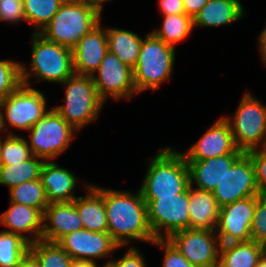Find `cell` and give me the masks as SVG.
<instances>
[{
  "instance_id": "obj_1",
  "label": "cell",
  "mask_w": 266,
  "mask_h": 267,
  "mask_svg": "<svg viewBox=\"0 0 266 267\" xmlns=\"http://www.w3.org/2000/svg\"><path fill=\"white\" fill-rule=\"evenodd\" d=\"M92 186L103 196L108 233L121 247L129 240L153 243L155 237L148 222L147 204L139 189L131 193Z\"/></svg>"
},
{
  "instance_id": "obj_2",
  "label": "cell",
  "mask_w": 266,
  "mask_h": 267,
  "mask_svg": "<svg viewBox=\"0 0 266 267\" xmlns=\"http://www.w3.org/2000/svg\"><path fill=\"white\" fill-rule=\"evenodd\" d=\"M139 188L142 198L175 196L190 186V173L183 153L164 147L148 162Z\"/></svg>"
},
{
  "instance_id": "obj_3",
  "label": "cell",
  "mask_w": 266,
  "mask_h": 267,
  "mask_svg": "<svg viewBox=\"0 0 266 267\" xmlns=\"http://www.w3.org/2000/svg\"><path fill=\"white\" fill-rule=\"evenodd\" d=\"M101 13L88 0H65L40 34L49 41L73 49L101 22Z\"/></svg>"
},
{
  "instance_id": "obj_4",
  "label": "cell",
  "mask_w": 266,
  "mask_h": 267,
  "mask_svg": "<svg viewBox=\"0 0 266 267\" xmlns=\"http://www.w3.org/2000/svg\"><path fill=\"white\" fill-rule=\"evenodd\" d=\"M32 36L30 69L21 63L23 84L31 86V77L61 84L74 74L72 49L49 41L40 33Z\"/></svg>"
},
{
  "instance_id": "obj_5",
  "label": "cell",
  "mask_w": 266,
  "mask_h": 267,
  "mask_svg": "<svg viewBox=\"0 0 266 267\" xmlns=\"http://www.w3.org/2000/svg\"><path fill=\"white\" fill-rule=\"evenodd\" d=\"M175 48L167 45L152 32L141 43L138 62L133 69L137 93L156 90L170 80L175 64Z\"/></svg>"
},
{
  "instance_id": "obj_6",
  "label": "cell",
  "mask_w": 266,
  "mask_h": 267,
  "mask_svg": "<svg viewBox=\"0 0 266 267\" xmlns=\"http://www.w3.org/2000/svg\"><path fill=\"white\" fill-rule=\"evenodd\" d=\"M65 104L54 109L77 131L95 121L105 104L98 96L92 76L73 74L61 83Z\"/></svg>"
},
{
  "instance_id": "obj_7",
  "label": "cell",
  "mask_w": 266,
  "mask_h": 267,
  "mask_svg": "<svg viewBox=\"0 0 266 267\" xmlns=\"http://www.w3.org/2000/svg\"><path fill=\"white\" fill-rule=\"evenodd\" d=\"M229 123L235 144L244 153L266 147V106L250 92H245ZM259 146V147H258Z\"/></svg>"
},
{
  "instance_id": "obj_8",
  "label": "cell",
  "mask_w": 266,
  "mask_h": 267,
  "mask_svg": "<svg viewBox=\"0 0 266 267\" xmlns=\"http://www.w3.org/2000/svg\"><path fill=\"white\" fill-rule=\"evenodd\" d=\"M76 131L53 108L27 131V143L34 156L53 161L69 148Z\"/></svg>"
},
{
  "instance_id": "obj_9",
  "label": "cell",
  "mask_w": 266,
  "mask_h": 267,
  "mask_svg": "<svg viewBox=\"0 0 266 267\" xmlns=\"http://www.w3.org/2000/svg\"><path fill=\"white\" fill-rule=\"evenodd\" d=\"M46 102L44 93L22 83L0 103L2 131L10 126L28 131L50 111Z\"/></svg>"
},
{
  "instance_id": "obj_10",
  "label": "cell",
  "mask_w": 266,
  "mask_h": 267,
  "mask_svg": "<svg viewBox=\"0 0 266 267\" xmlns=\"http://www.w3.org/2000/svg\"><path fill=\"white\" fill-rule=\"evenodd\" d=\"M143 199L155 239H168L177 231L189 229V187L175 196Z\"/></svg>"
},
{
  "instance_id": "obj_11",
  "label": "cell",
  "mask_w": 266,
  "mask_h": 267,
  "mask_svg": "<svg viewBox=\"0 0 266 267\" xmlns=\"http://www.w3.org/2000/svg\"><path fill=\"white\" fill-rule=\"evenodd\" d=\"M96 73L92 76L93 82L104 103L108 97L131 100L132 96L138 94L133 69L110 51L106 53Z\"/></svg>"
},
{
  "instance_id": "obj_12",
  "label": "cell",
  "mask_w": 266,
  "mask_h": 267,
  "mask_svg": "<svg viewBox=\"0 0 266 267\" xmlns=\"http://www.w3.org/2000/svg\"><path fill=\"white\" fill-rule=\"evenodd\" d=\"M212 193L220 207L261 193L256 182L254 165L247 153H243L232 164Z\"/></svg>"
},
{
  "instance_id": "obj_13",
  "label": "cell",
  "mask_w": 266,
  "mask_h": 267,
  "mask_svg": "<svg viewBox=\"0 0 266 267\" xmlns=\"http://www.w3.org/2000/svg\"><path fill=\"white\" fill-rule=\"evenodd\" d=\"M168 240L195 266L219 263L221 243L215 231L186 229L173 233Z\"/></svg>"
},
{
  "instance_id": "obj_14",
  "label": "cell",
  "mask_w": 266,
  "mask_h": 267,
  "mask_svg": "<svg viewBox=\"0 0 266 267\" xmlns=\"http://www.w3.org/2000/svg\"><path fill=\"white\" fill-rule=\"evenodd\" d=\"M256 196H249L221 207L215 230L221 244L251 241Z\"/></svg>"
},
{
  "instance_id": "obj_15",
  "label": "cell",
  "mask_w": 266,
  "mask_h": 267,
  "mask_svg": "<svg viewBox=\"0 0 266 267\" xmlns=\"http://www.w3.org/2000/svg\"><path fill=\"white\" fill-rule=\"evenodd\" d=\"M57 244L72 259L94 262L121 248L108 232H94L84 228L63 236Z\"/></svg>"
},
{
  "instance_id": "obj_16",
  "label": "cell",
  "mask_w": 266,
  "mask_h": 267,
  "mask_svg": "<svg viewBox=\"0 0 266 267\" xmlns=\"http://www.w3.org/2000/svg\"><path fill=\"white\" fill-rule=\"evenodd\" d=\"M186 160H205L228 154H243L235 144L229 123L222 116L204 135L182 152Z\"/></svg>"
},
{
  "instance_id": "obj_17",
  "label": "cell",
  "mask_w": 266,
  "mask_h": 267,
  "mask_svg": "<svg viewBox=\"0 0 266 267\" xmlns=\"http://www.w3.org/2000/svg\"><path fill=\"white\" fill-rule=\"evenodd\" d=\"M72 51L74 74L93 76L108 52L106 27L100 22L80 39Z\"/></svg>"
},
{
  "instance_id": "obj_18",
  "label": "cell",
  "mask_w": 266,
  "mask_h": 267,
  "mask_svg": "<svg viewBox=\"0 0 266 267\" xmlns=\"http://www.w3.org/2000/svg\"><path fill=\"white\" fill-rule=\"evenodd\" d=\"M43 222L42 240L48 242L57 243L63 236L83 229L75 200L50 203L44 211Z\"/></svg>"
},
{
  "instance_id": "obj_19",
  "label": "cell",
  "mask_w": 266,
  "mask_h": 267,
  "mask_svg": "<svg viewBox=\"0 0 266 267\" xmlns=\"http://www.w3.org/2000/svg\"><path fill=\"white\" fill-rule=\"evenodd\" d=\"M43 217L39 209L10 202L9 209L0 215V225L8 228L4 231L19 234L31 244L42 240ZM23 233H29V236Z\"/></svg>"
},
{
  "instance_id": "obj_20",
  "label": "cell",
  "mask_w": 266,
  "mask_h": 267,
  "mask_svg": "<svg viewBox=\"0 0 266 267\" xmlns=\"http://www.w3.org/2000/svg\"><path fill=\"white\" fill-rule=\"evenodd\" d=\"M242 154H228L205 160H186L190 173V185L212 192L222 181L226 171Z\"/></svg>"
},
{
  "instance_id": "obj_21",
  "label": "cell",
  "mask_w": 266,
  "mask_h": 267,
  "mask_svg": "<svg viewBox=\"0 0 266 267\" xmlns=\"http://www.w3.org/2000/svg\"><path fill=\"white\" fill-rule=\"evenodd\" d=\"M40 180L45 188L48 203L72 202L77 196L74 189L77 177L66 168L57 163L45 161L40 171Z\"/></svg>"
},
{
  "instance_id": "obj_22",
  "label": "cell",
  "mask_w": 266,
  "mask_h": 267,
  "mask_svg": "<svg viewBox=\"0 0 266 267\" xmlns=\"http://www.w3.org/2000/svg\"><path fill=\"white\" fill-rule=\"evenodd\" d=\"M189 186V229L215 231L221 207L210 191Z\"/></svg>"
},
{
  "instance_id": "obj_23",
  "label": "cell",
  "mask_w": 266,
  "mask_h": 267,
  "mask_svg": "<svg viewBox=\"0 0 266 267\" xmlns=\"http://www.w3.org/2000/svg\"><path fill=\"white\" fill-rule=\"evenodd\" d=\"M245 15L239 0H209L193 18L194 27H219L234 23Z\"/></svg>"
},
{
  "instance_id": "obj_24",
  "label": "cell",
  "mask_w": 266,
  "mask_h": 267,
  "mask_svg": "<svg viewBox=\"0 0 266 267\" xmlns=\"http://www.w3.org/2000/svg\"><path fill=\"white\" fill-rule=\"evenodd\" d=\"M87 195L78 196L75 205L83 228L94 232H108L107 214L103 196L87 182L84 184Z\"/></svg>"
},
{
  "instance_id": "obj_25",
  "label": "cell",
  "mask_w": 266,
  "mask_h": 267,
  "mask_svg": "<svg viewBox=\"0 0 266 267\" xmlns=\"http://www.w3.org/2000/svg\"><path fill=\"white\" fill-rule=\"evenodd\" d=\"M265 247L255 241L221 244L219 264L222 267H257Z\"/></svg>"
},
{
  "instance_id": "obj_26",
  "label": "cell",
  "mask_w": 266,
  "mask_h": 267,
  "mask_svg": "<svg viewBox=\"0 0 266 267\" xmlns=\"http://www.w3.org/2000/svg\"><path fill=\"white\" fill-rule=\"evenodd\" d=\"M108 51L132 69L136 66L143 38L129 30L106 28Z\"/></svg>"
},
{
  "instance_id": "obj_27",
  "label": "cell",
  "mask_w": 266,
  "mask_h": 267,
  "mask_svg": "<svg viewBox=\"0 0 266 267\" xmlns=\"http://www.w3.org/2000/svg\"><path fill=\"white\" fill-rule=\"evenodd\" d=\"M45 161L37 156H32L24 162L10 163L0 167V185L14 186L24 182L40 179V171Z\"/></svg>"
},
{
  "instance_id": "obj_28",
  "label": "cell",
  "mask_w": 266,
  "mask_h": 267,
  "mask_svg": "<svg viewBox=\"0 0 266 267\" xmlns=\"http://www.w3.org/2000/svg\"><path fill=\"white\" fill-rule=\"evenodd\" d=\"M163 24L152 32L167 45L176 47V44L185 40L194 28L193 18L184 14L163 15Z\"/></svg>"
},
{
  "instance_id": "obj_29",
  "label": "cell",
  "mask_w": 266,
  "mask_h": 267,
  "mask_svg": "<svg viewBox=\"0 0 266 267\" xmlns=\"http://www.w3.org/2000/svg\"><path fill=\"white\" fill-rule=\"evenodd\" d=\"M9 202L39 209L43 214L49 205L46 191L40 179L30 180L9 189Z\"/></svg>"
},
{
  "instance_id": "obj_30",
  "label": "cell",
  "mask_w": 266,
  "mask_h": 267,
  "mask_svg": "<svg viewBox=\"0 0 266 267\" xmlns=\"http://www.w3.org/2000/svg\"><path fill=\"white\" fill-rule=\"evenodd\" d=\"M65 0H23L26 22L36 26L33 33H40L51 21Z\"/></svg>"
},
{
  "instance_id": "obj_31",
  "label": "cell",
  "mask_w": 266,
  "mask_h": 267,
  "mask_svg": "<svg viewBox=\"0 0 266 267\" xmlns=\"http://www.w3.org/2000/svg\"><path fill=\"white\" fill-rule=\"evenodd\" d=\"M30 243L19 234L0 231V267H16L29 251Z\"/></svg>"
},
{
  "instance_id": "obj_32",
  "label": "cell",
  "mask_w": 266,
  "mask_h": 267,
  "mask_svg": "<svg viewBox=\"0 0 266 267\" xmlns=\"http://www.w3.org/2000/svg\"><path fill=\"white\" fill-rule=\"evenodd\" d=\"M29 251L41 267H69L72 261L70 255L55 242L40 240L31 243Z\"/></svg>"
},
{
  "instance_id": "obj_33",
  "label": "cell",
  "mask_w": 266,
  "mask_h": 267,
  "mask_svg": "<svg viewBox=\"0 0 266 267\" xmlns=\"http://www.w3.org/2000/svg\"><path fill=\"white\" fill-rule=\"evenodd\" d=\"M5 137L1 139L2 165L24 162L33 156L27 139L12 132H8Z\"/></svg>"
},
{
  "instance_id": "obj_34",
  "label": "cell",
  "mask_w": 266,
  "mask_h": 267,
  "mask_svg": "<svg viewBox=\"0 0 266 267\" xmlns=\"http://www.w3.org/2000/svg\"><path fill=\"white\" fill-rule=\"evenodd\" d=\"M21 84V63L0 60V103Z\"/></svg>"
},
{
  "instance_id": "obj_35",
  "label": "cell",
  "mask_w": 266,
  "mask_h": 267,
  "mask_svg": "<svg viewBox=\"0 0 266 267\" xmlns=\"http://www.w3.org/2000/svg\"><path fill=\"white\" fill-rule=\"evenodd\" d=\"M251 240L266 247V193L256 196V207L251 226Z\"/></svg>"
},
{
  "instance_id": "obj_36",
  "label": "cell",
  "mask_w": 266,
  "mask_h": 267,
  "mask_svg": "<svg viewBox=\"0 0 266 267\" xmlns=\"http://www.w3.org/2000/svg\"><path fill=\"white\" fill-rule=\"evenodd\" d=\"M152 245L164 249L162 267H198L191 264L168 239H155Z\"/></svg>"
},
{
  "instance_id": "obj_37",
  "label": "cell",
  "mask_w": 266,
  "mask_h": 267,
  "mask_svg": "<svg viewBox=\"0 0 266 267\" xmlns=\"http://www.w3.org/2000/svg\"><path fill=\"white\" fill-rule=\"evenodd\" d=\"M26 21L23 0H0V21L18 24Z\"/></svg>"
},
{
  "instance_id": "obj_38",
  "label": "cell",
  "mask_w": 266,
  "mask_h": 267,
  "mask_svg": "<svg viewBox=\"0 0 266 267\" xmlns=\"http://www.w3.org/2000/svg\"><path fill=\"white\" fill-rule=\"evenodd\" d=\"M254 165L256 182L261 193H266V149L258 148L246 152Z\"/></svg>"
},
{
  "instance_id": "obj_39",
  "label": "cell",
  "mask_w": 266,
  "mask_h": 267,
  "mask_svg": "<svg viewBox=\"0 0 266 267\" xmlns=\"http://www.w3.org/2000/svg\"><path fill=\"white\" fill-rule=\"evenodd\" d=\"M141 254L139 249L131 246L120 259H111L105 262H110L114 267H146V262Z\"/></svg>"
},
{
  "instance_id": "obj_40",
  "label": "cell",
  "mask_w": 266,
  "mask_h": 267,
  "mask_svg": "<svg viewBox=\"0 0 266 267\" xmlns=\"http://www.w3.org/2000/svg\"><path fill=\"white\" fill-rule=\"evenodd\" d=\"M159 11L162 15L184 14L182 0H158Z\"/></svg>"
},
{
  "instance_id": "obj_41",
  "label": "cell",
  "mask_w": 266,
  "mask_h": 267,
  "mask_svg": "<svg viewBox=\"0 0 266 267\" xmlns=\"http://www.w3.org/2000/svg\"><path fill=\"white\" fill-rule=\"evenodd\" d=\"M185 14L194 18L209 0H182Z\"/></svg>"
},
{
  "instance_id": "obj_42",
  "label": "cell",
  "mask_w": 266,
  "mask_h": 267,
  "mask_svg": "<svg viewBox=\"0 0 266 267\" xmlns=\"http://www.w3.org/2000/svg\"><path fill=\"white\" fill-rule=\"evenodd\" d=\"M16 267H41L38 259L28 251L20 260Z\"/></svg>"
},
{
  "instance_id": "obj_43",
  "label": "cell",
  "mask_w": 266,
  "mask_h": 267,
  "mask_svg": "<svg viewBox=\"0 0 266 267\" xmlns=\"http://www.w3.org/2000/svg\"><path fill=\"white\" fill-rule=\"evenodd\" d=\"M259 51L264 66H266V27L261 31L258 38Z\"/></svg>"
},
{
  "instance_id": "obj_44",
  "label": "cell",
  "mask_w": 266,
  "mask_h": 267,
  "mask_svg": "<svg viewBox=\"0 0 266 267\" xmlns=\"http://www.w3.org/2000/svg\"><path fill=\"white\" fill-rule=\"evenodd\" d=\"M69 267H98L97 263L90 260L72 259Z\"/></svg>"
},
{
  "instance_id": "obj_45",
  "label": "cell",
  "mask_w": 266,
  "mask_h": 267,
  "mask_svg": "<svg viewBox=\"0 0 266 267\" xmlns=\"http://www.w3.org/2000/svg\"><path fill=\"white\" fill-rule=\"evenodd\" d=\"M93 6L97 7L101 12H103L104 3L111 0H88Z\"/></svg>"
},
{
  "instance_id": "obj_46",
  "label": "cell",
  "mask_w": 266,
  "mask_h": 267,
  "mask_svg": "<svg viewBox=\"0 0 266 267\" xmlns=\"http://www.w3.org/2000/svg\"><path fill=\"white\" fill-rule=\"evenodd\" d=\"M257 267H266V254H264L263 257L260 259Z\"/></svg>"
},
{
  "instance_id": "obj_47",
  "label": "cell",
  "mask_w": 266,
  "mask_h": 267,
  "mask_svg": "<svg viewBox=\"0 0 266 267\" xmlns=\"http://www.w3.org/2000/svg\"><path fill=\"white\" fill-rule=\"evenodd\" d=\"M102 267H114L110 262L104 263Z\"/></svg>"
},
{
  "instance_id": "obj_48",
  "label": "cell",
  "mask_w": 266,
  "mask_h": 267,
  "mask_svg": "<svg viewBox=\"0 0 266 267\" xmlns=\"http://www.w3.org/2000/svg\"><path fill=\"white\" fill-rule=\"evenodd\" d=\"M2 166V161H1V138H0V167Z\"/></svg>"
},
{
  "instance_id": "obj_49",
  "label": "cell",
  "mask_w": 266,
  "mask_h": 267,
  "mask_svg": "<svg viewBox=\"0 0 266 267\" xmlns=\"http://www.w3.org/2000/svg\"><path fill=\"white\" fill-rule=\"evenodd\" d=\"M210 267H222L219 263Z\"/></svg>"
},
{
  "instance_id": "obj_50",
  "label": "cell",
  "mask_w": 266,
  "mask_h": 267,
  "mask_svg": "<svg viewBox=\"0 0 266 267\" xmlns=\"http://www.w3.org/2000/svg\"><path fill=\"white\" fill-rule=\"evenodd\" d=\"M1 109V108H0ZM2 131V128H1V117H0V132Z\"/></svg>"
}]
</instances>
